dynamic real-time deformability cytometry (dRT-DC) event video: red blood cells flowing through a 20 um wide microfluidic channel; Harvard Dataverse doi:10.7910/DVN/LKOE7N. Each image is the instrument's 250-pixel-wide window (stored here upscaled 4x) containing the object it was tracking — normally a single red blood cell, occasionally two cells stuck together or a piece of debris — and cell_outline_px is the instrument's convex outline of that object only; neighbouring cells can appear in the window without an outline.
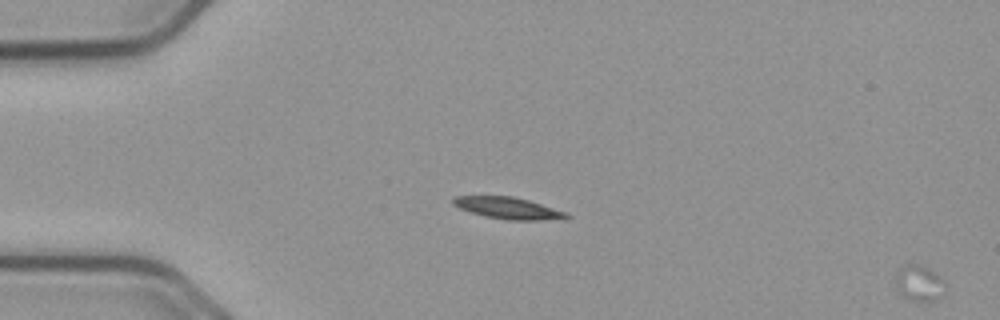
{"species": "common noctule bat (a hibernating species)", "species_latin": "Nyctalus noctula", "temperature_condition": "cold", "stored_images_in_passage": 20, "camera_frame_rate_fps": 3000, "um_per_image_px": 0.085, "animal": {"sex": "male", "body_mass_g": 23.1, "forearm_length_mm": 52.7}, "frame": {"image": 1, "passage_image": 1, "time_ms": 0.0, "image_size_px": [1000, 320], "cell_outline_px": [[944, 292], [936, 300], [908, 300], [896, 288], [896, 272], [904, 264], [920, 264], [928, 268], [940, 276], [944, 284]], "centroid_in_image_um": [78.11, 24.04], "position_along_channel_um": 6.9, "area_um2": 10.23}}